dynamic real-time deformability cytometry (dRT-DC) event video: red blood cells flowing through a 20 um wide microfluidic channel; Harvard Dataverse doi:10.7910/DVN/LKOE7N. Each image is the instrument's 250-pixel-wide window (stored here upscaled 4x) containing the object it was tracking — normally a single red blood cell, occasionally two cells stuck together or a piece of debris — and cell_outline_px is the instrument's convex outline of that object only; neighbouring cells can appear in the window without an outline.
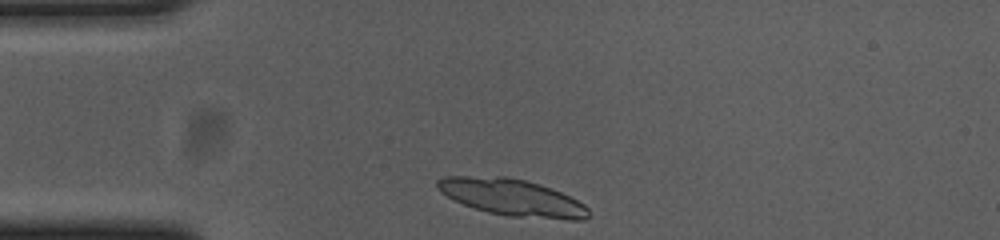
{"species": "common noctule bat (a hibernating species)", "species_latin": "Nyctalus noctula", "temperature_condition": "cold", "stored_images_in_passage": 33, "camera_frame_rate_fps": 3000, "um_per_image_px": 0.085, "animal": {"sex": "female", "body_mass_g": 23.0, "forearm_length_mm": 53.4}, "frame": {"image": 1, "passage_image": 1, "time_ms": 0.0, "image_size_px": [1000, 240], "cell_outline_px": [[588, 216], [584, 220], [572, 220], [508, 216], [488, 212], [464, 204], [440, 192], [436, 188], [436, 180], [444, 176], [508, 176], [524, 180], [552, 188], [584, 204], [588, 208]], "centroid_in_image_um": [43.51, 16.77], "position_along_channel_um": 41.5, "area_um2": 32.25}}